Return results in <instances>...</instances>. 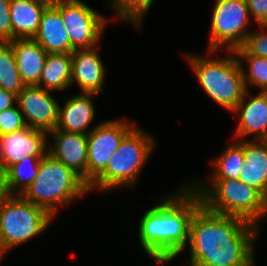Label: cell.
Wrapping results in <instances>:
<instances>
[{
    "label": "cell",
    "instance_id": "obj_8",
    "mask_svg": "<svg viewBox=\"0 0 267 266\" xmlns=\"http://www.w3.org/2000/svg\"><path fill=\"white\" fill-rule=\"evenodd\" d=\"M251 19L245 0H216L211 16L209 55L224 47L226 51L239 48L250 32Z\"/></svg>",
    "mask_w": 267,
    "mask_h": 266
},
{
    "label": "cell",
    "instance_id": "obj_23",
    "mask_svg": "<svg viewBox=\"0 0 267 266\" xmlns=\"http://www.w3.org/2000/svg\"><path fill=\"white\" fill-rule=\"evenodd\" d=\"M234 143V144H233ZM213 161L214 170L210 179L238 180L241 168L244 166L243 140H234Z\"/></svg>",
    "mask_w": 267,
    "mask_h": 266
},
{
    "label": "cell",
    "instance_id": "obj_24",
    "mask_svg": "<svg viewBox=\"0 0 267 266\" xmlns=\"http://www.w3.org/2000/svg\"><path fill=\"white\" fill-rule=\"evenodd\" d=\"M24 87L12 45L8 41H0V88L17 95Z\"/></svg>",
    "mask_w": 267,
    "mask_h": 266
},
{
    "label": "cell",
    "instance_id": "obj_2",
    "mask_svg": "<svg viewBox=\"0 0 267 266\" xmlns=\"http://www.w3.org/2000/svg\"><path fill=\"white\" fill-rule=\"evenodd\" d=\"M159 201L143 214L138 236L146 254L164 266L186 248L191 218L202 201L188 183Z\"/></svg>",
    "mask_w": 267,
    "mask_h": 266
},
{
    "label": "cell",
    "instance_id": "obj_11",
    "mask_svg": "<svg viewBox=\"0 0 267 266\" xmlns=\"http://www.w3.org/2000/svg\"><path fill=\"white\" fill-rule=\"evenodd\" d=\"M16 104L28 127L48 133L56 128L60 105L50 91L37 85L25 86L17 94Z\"/></svg>",
    "mask_w": 267,
    "mask_h": 266
},
{
    "label": "cell",
    "instance_id": "obj_15",
    "mask_svg": "<svg viewBox=\"0 0 267 266\" xmlns=\"http://www.w3.org/2000/svg\"><path fill=\"white\" fill-rule=\"evenodd\" d=\"M98 48L75 49L72 53L71 84H77L81 93H103L106 66L100 58Z\"/></svg>",
    "mask_w": 267,
    "mask_h": 266
},
{
    "label": "cell",
    "instance_id": "obj_12",
    "mask_svg": "<svg viewBox=\"0 0 267 266\" xmlns=\"http://www.w3.org/2000/svg\"><path fill=\"white\" fill-rule=\"evenodd\" d=\"M48 132L26 127L0 135V176L24 157H43L48 153Z\"/></svg>",
    "mask_w": 267,
    "mask_h": 266
},
{
    "label": "cell",
    "instance_id": "obj_3",
    "mask_svg": "<svg viewBox=\"0 0 267 266\" xmlns=\"http://www.w3.org/2000/svg\"><path fill=\"white\" fill-rule=\"evenodd\" d=\"M87 193L89 187L83 179L47 153L40 160L36 178L21 196L44 208L54 217L58 206L70 205L76 198Z\"/></svg>",
    "mask_w": 267,
    "mask_h": 266
},
{
    "label": "cell",
    "instance_id": "obj_19",
    "mask_svg": "<svg viewBox=\"0 0 267 266\" xmlns=\"http://www.w3.org/2000/svg\"><path fill=\"white\" fill-rule=\"evenodd\" d=\"M245 164L239 178L263 194L267 185V140H243Z\"/></svg>",
    "mask_w": 267,
    "mask_h": 266
},
{
    "label": "cell",
    "instance_id": "obj_31",
    "mask_svg": "<svg viewBox=\"0 0 267 266\" xmlns=\"http://www.w3.org/2000/svg\"><path fill=\"white\" fill-rule=\"evenodd\" d=\"M17 95L0 88V112L15 106Z\"/></svg>",
    "mask_w": 267,
    "mask_h": 266
},
{
    "label": "cell",
    "instance_id": "obj_26",
    "mask_svg": "<svg viewBox=\"0 0 267 266\" xmlns=\"http://www.w3.org/2000/svg\"><path fill=\"white\" fill-rule=\"evenodd\" d=\"M154 0H110L112 9L117 14V19L129 22L141 29L142 20L149 12Z\"/></svg>",
    "mask_w": 267,
    "mask_h": 266
},
{
    "label": "cell",
    "instance_id": "obj_32",
    "mask_svg": "<svg viewBox=\"0 0 267 266\" xmlns=\"http://www.w3.org/2000/svg\"><path fill=\"white\" fill-rule=\"evenodd\" d=\"M262 202H263V206H264V217H266V215H267V185H266V188L262 194Z\"/></svg>",
    "mask_w": 267,
    "mask_h": 266
},
{
    "label": "cell",
    "instance_id": "obj_27",
    "mask_svg": "<svg viewBox=\"0 0 267 266\" xmlns=\"http://www.w3.org/2000/svg\"><path fill=\"white\" fill-rule=\"evenodd\" d=\"M257 26L260 29L250 31L243 44L234 50L236 55L259 56L267 59V25Z\"/></svg>",
    "mask_w": 267,
    "mask_h": 266
},
{
    "label": "cell",
    "instance_id": "obj_18",
    "mask_svg": "<svg viewBox=\"0 0 267 266\" xmlns=\"http://www.w3.org/2000/svg\"><path fill=\"white\" fill-rule=\"evenodd\" d=\"M13 48L20 77L25 86L38 85L48 53L33 38L8 41Z\"/></svg>",
    "mask_w": 267,
    "mask_h": 266
},
{
    "label": "cell",
    "instance_id": "obj_13",
    "mask_svg": "<svg viewBox=\"0 0 267 266\" xmlns=\"http://www.w3.org/2000/svg\"><path fill=\"white\" fill-rule=\"evenodd\" d=\"M246 90L242 100L232 111L238 116V125L234 136L236 140H267V92L259 91L255 96H250Z\"/></svg>",
    "mask_w": 267,
    "mask_h": 266
},
{
    "label": "cell",
    "instance_id": "obj_14",
    "mask_svg": "<svg viewBox=\"0 0 267 266\" xmlns=\"http://www.w3.org/2000/svg\"><path fill=\"white\" fill-rule=\"evenodd\" d=\"M48 135L52 136L53 144L48 146V153L65 166L72 169L87 184V135L67 132L55 128Z\"/></svg>",
    "mask_w": 267,
    "mask_h": 266
},
{
    "label": "cell",
    "instance_id": "obj_17",
    "mask_svg": "<svg viewBox=\"0 0 267 266\" xmlns=\"http://www.w3.org/2000/svg\"><path fill=\"white\" fill-rule=\"evenodd\" d=\"M93 93H79L66 100L64 106H59L57 129L67 132L88 134L92 128L87 129L95 117ZM92 97V98H91Z\"/></svg>",
    "mask_w": 267,
    "mask_h": 266
},
{
    "label": "cell",
    "instance_id": "obj_9",
    "mask_svg": "<svg viewBox=\"0 0 267 266\" xmlns=\"http://www.w3.org/2000/svg\"><path fill=\"white\" fill-rule=\"evenodd\" d=\"M60 13L70 39V53L100 44L107 19L82 0H60Z\"/></svg>",
    "mask_w": 267,
    "mask_h": 266
},
{
    "label": "cell",
    "instance_id": "obj_4",
    "mask_svg": "<svg viewBox=\"0 0 267 266\" xmlns=\"http://www.w3.org/2000/svg\"><path fill=\"white\" fill-rule=\"evenodd\" d=\"M215 58L185 55L204 92L219 106L232 111L246 91L241 65L234 51Z\"/></svg>",
    "mask_w": 267,
    "mask_h": 266
},
{
    "label": "cell",
    "instance_id": "obj_5",
    "mask_svg": "<svg viewBox=\"0 0 267 266\" xmlns=\"http://www.w3.org/2000/svg\"><path fill=\"white\" fill-rule=\"evenodd\" d=\"M208 181V184L205 181L188 183L200 195L202 205L206 209L217 214L237 216L260 226V221L264 217V206L262 194L257 189L240 180Z\"/></svg>",
    "mask_w": 267,
    "mask_h": 266
},
{
    "label": "cell",
    "instance_id": "obj_20",
    "mask_svg": "<svg viewBox=\"0 0 267 266\" xmlns=\"http://www.w3.org/2000/svg\"><path fill=\"white\" fill-rule=\"evenodd\" d=\"M49 3L46 0H11L12 40L33 38L39 30L43 10Z\"/></svg>",
    "mask_w": 267,
    "mask_h": 266
},
{
    "label": "cell",
    "instance_id": "obj_22",
    "mask_svg": "<svg viewBox=\"0 0 267 266\" xmlns=\"http://www.w3.org/2000/svg\"><path fill=\"white\" fill-rule=\"evenodd\" d=\"M71 70V53H48L37 86L64 91L71 85Z\"/></svg>",
    "mask_w": 267,
    "mask_h": 266
},
{
    "label": "cell",
    "instance_id": "obj_29",
    "mask_svg": "<svg viewBox=\"0 0 267 266\" xmlns=\"http://www.w3.org/2000/svg\"><path fill=\"white\" fill-rule=\"evenodd\" d=\"M11 0H0V41L12 40Z\"/></svg>",
    "mask_w": 267,
    "mask_h": 266
},
{
    "label": "cell",
    "instance_id": "obj_25",
    "mask_svg": "<svg viewBox=\"0 0 267 266\" xmlns=\"http://www.w3.org/2000/svg\"><path fill=\"white\" fill-rule=\"evenodd\" d=\"M236 56L242 68L246 90H249L250 86H254L265 92L267 90V59L251 55ZM243 60L247 62L246 66Z\"/></svg>",
    "mask_w": 267,
    "mask_h": 266
},
{
    "label": "cell",
    "instance_id": "obj_10",
    "mask_svg": "<svg viewBox=\"0 0 267 266\" xmlns=\"http://www.w3.org/2000/svg\"><path fill=\"white\" fill-rule=\"evenodd\" d=\"M128 120H105L87 134V185L89 186L107 167L109 159L124 137L135 127Z\"/></svg>",
    "mask_w": 267,
    "mask_h": 266
},
{
    "label": "cell",
    "instance_id": "obj_16",
    "mask_svg": "<svg viewBox=\"0 0 267 266\" xmlns=\"http://www.w3.org/2000/svg\"><path fill=\"white\" fill-rule=\"evenodd\" d=\"M33 39L47 53H70V39L60 13V0L45 7L39 30Z\"/></svg>",
    "mask_w": 267,
    "mask_h": 266
},
{
    "label": "cell",
    "instance_id": "obj_1",
    "mask_svg": "<svg viewBox=\"0 0 267 266\" xmlns=\"http://www.w3.org/2000/svg\"><path fill=\"white\" fill-rule=\"evenodd\" d=\"M259 227L237 216L217 214L201 205L189 228V266H255Z\"/></svg>",
    "mask_w": 267,
    "mask_h": 266
},
{
    "label": "cell",
    "instance_id": "obj_21",
    "mask_svg": "<svg viewBox=\"0 0 267 266\" xmlns=\"http://www.w3.org/2000/svg\"><path fill=\"white\" fill-rule=\"evenodd\" d=\"M42 157H24L11 165L0 176V192L6 195H22L38 174Z\"/></svg>",
    "mask_w": 267,
    "mask_h": 266
},
{
    "label": "cell",
    "instance_id": "obj_33",
    "mask_svg": "<svg viewBox=\"0 0 267 266\" xmlns=\"http://www.w3.org/2000/svg\"><path fill=\"white\" fill-rule=\"evenodd\" d=\"M46 1H48V2H50V3H51V2H54L55 0H46Z\"/></svg>",
    "mask_w": 267,
    "mask_h": 266
},
{
    "label": "cell",
    "instance_id": "obj_6",
    "mask_svg": "<svg viewBox=\"0 0 267 266\" xmlns=\"http://www.w3.org/2000/svg\"><path fill=\"white\" fill-rule=\"evenodd\" d=\"M156 139L137 125L124 137L113 153L105 170L88 186L93 190L111 191L119 187L134 186L150 154Z\"/></svg>",
    "mask_w": 267,
    "mask_h": 266
},
{
    "label": "cell",
    "instance_id": "obj_30",
    "mask_svg": "<svg viewBox=\"0 0 267 266\" xmlns=\"http://www.w3.org/2000/svg\"><path fill=\"white\" fill-rule=\"evenodd\" d=\"M250 16L257 25H267V0H245Z\"/></svg>",
    "mask_w": 267,
    "mask_h": 266
},
{
    "label": "cell",
    "instance_id": "obj_28",
    "mask_svg": "<svg viewBox=\"0 0 267 266\" xmlns=\"http://www.w3.org/2000/svg\"><path fill=\"white\" fill-rule=\"evenodd\" d=\"M26 127L24 116L18 105L0 112V135L16 132Z\"/></svg>",
    "mask_w": 267,
    "mask_h": 266
},
{
    "label": "cell",
    "instance_id": "obj_7",
    "mask_svg": "<svg viewBox=\"0 0 267 266\" xmlns=\"http://www.w3.org/2000/svg\"><path fill=\"white\" fill-rule=\"evenodd\" d=\"M53 219L48 211L21 195L0 192V258L44 232Z\"/></svg>",
    "mask_w": 267,
    "mask_h": 266
}]
</instances>
